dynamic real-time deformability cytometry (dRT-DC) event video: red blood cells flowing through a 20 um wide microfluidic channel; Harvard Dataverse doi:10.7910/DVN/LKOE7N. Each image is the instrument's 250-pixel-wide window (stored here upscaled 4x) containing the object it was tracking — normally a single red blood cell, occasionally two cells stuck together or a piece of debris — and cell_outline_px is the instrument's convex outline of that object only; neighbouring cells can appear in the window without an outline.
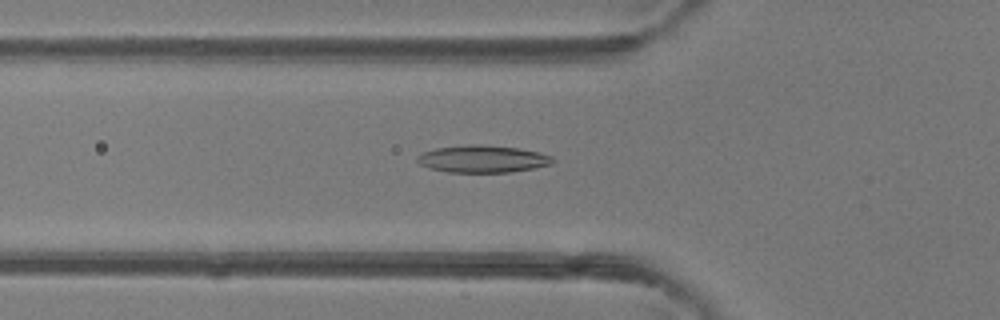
{"species": "common noctule bat (a hibernating species)", "species_latin": "Nyctalus noctula", "temperature_condition": "room temperature", "stored_images_in_passage": 46, "camera_frame_rate_fps": 3000, "um_per_image_px": 0.085, "animal": {"sex": "female"}, "frame": {"image": 1, "passage_image": 17, "time_ms": 5.333, "image_size_px": [1000, 320], "cell_outline_px": [[556, 160], [552, 164], [536, 168], [512, 172], [448, 172], [428, 168], [420, 164], [416, 160], [416, 156], [424, 152], [436, 148], [468, 144], [484, 144], [516, 148], [540, 152], [552, 156]], "centroid_in_image_um": [41.05, 13.51], "position_along_channel_um": 84.8, "area_um2": 21.73}}
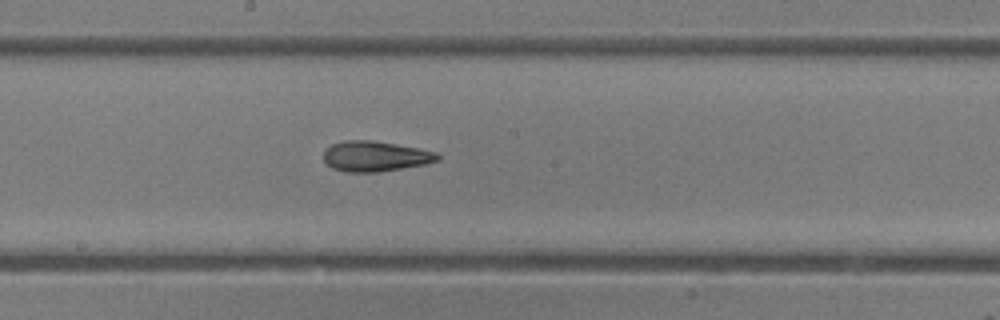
{"frame": {"image": 2, "passage_image": 26, "time_ms": 8.333, "image_size_px": [1000, 320], "cell_outline_px": [[440, 160], [424, 164], [380, 172], [344, 172], [332, 168], [324, 160], [324, 152], [332, 144], [344, 140], [372, 140], [396, 144], [436, 152], [440, 156]], "centroid_in_image_um": [31.89, 13.29], "position_along_channel_um": 216.3, "area_um2": 20.06}}
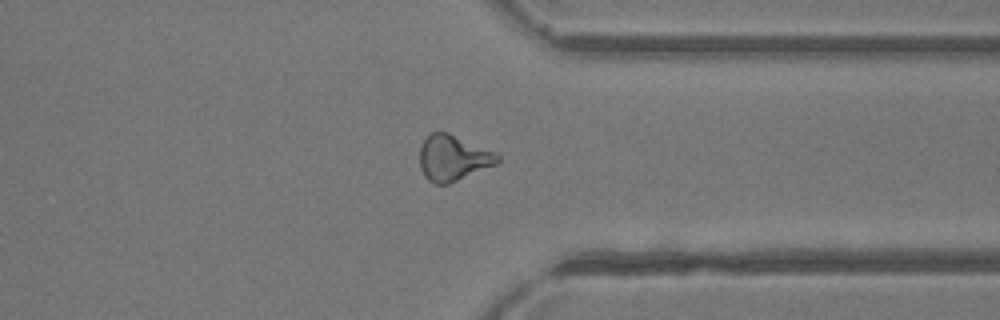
{"frame": {"image": 3, "passage_image": 37, "time_ms": 12.0, "image_size_px": [1000, 320], "cell_outline_px": [[500, 160], [496, 164], [448, 184], [436, 184], [428, 180], [424, 176], [420, 168], [420, 148], [428, 132], [448, 132], [496, 152], [500, 156]], "centroid_in_image_um": [38.5, 13.41], "position_along_channel_um": 372.9, "area_um2": 20.75}}